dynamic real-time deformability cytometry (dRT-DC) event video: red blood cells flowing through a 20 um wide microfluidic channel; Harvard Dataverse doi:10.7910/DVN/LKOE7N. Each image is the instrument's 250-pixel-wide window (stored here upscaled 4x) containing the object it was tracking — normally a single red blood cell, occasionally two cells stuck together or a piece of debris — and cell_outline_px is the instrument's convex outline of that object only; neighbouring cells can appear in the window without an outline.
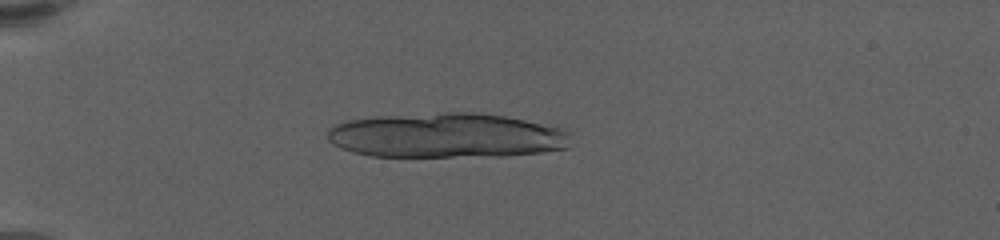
{"species": "human", "species_latin": "Homo sapiens", "temperature_condition": "warm", "stored_images_in_passage": 67, "camera_frame_rate_fps": 3000, "um_per_image_px": 0.085, "donor": {"sex": "female"}, "frame": {"image": 1, "passage_image": 18, "time_ms": 5.667, "image_size_px": [1000, 240], "cell_outline_px": [[568, 148], [544, 152], [504, 156], [368, 156], [352, 152], [340, 148], [328, 140], [328, 128], [336, 124], [348, 120], [376, 116], [444, 112], [476, 112], [504, 116], [556, 124], [564, 128], [568, 132]], "centroid_in_image_um": [38.0, 11.51], "position_along_channel_um": 47.0, "area_um2": 64.27}}
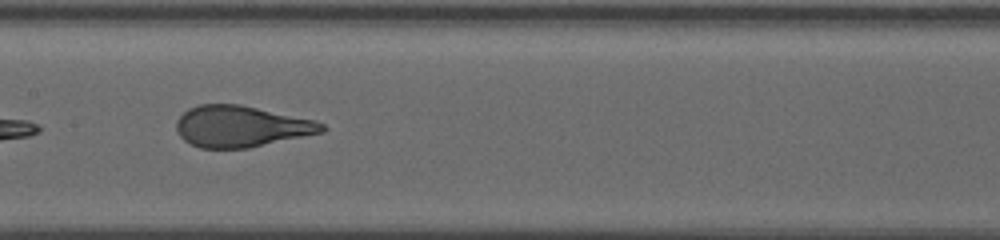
{"frame": {"image": 2, "passage_image": 37, "time_ms": 11.333, "image_size_px": [1000, 240], "cell_outline_px": [[328, 128], [324, 132], [248, 148], [200, 148], [184, 140], [180, 136], [176, 128], [176, 120], [188, 108], [200, 104], [240, 104], [316, 120], [324, 124]], "centroid_in_image_um": [20.51, 10.74], "position_along_channel_um": 186.9, "area_um2": 35.08}}
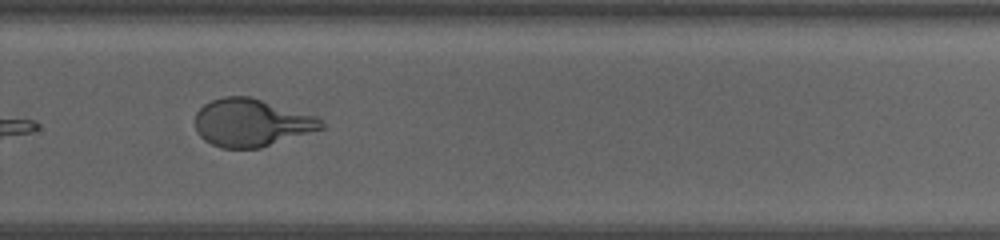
{"frame": {"image": 3, "passage_image": 52, "time_ms": 15.0, "image_size_px": [1000, 240], "cell_outline_px": [[324, 128], [260, 148], [220, 148], [204, 140], [196, 132], [196, 112], [204, 104], [212, 100], [224, 96], [248, 96], [320, 116], [324, 124]], "centroid_in_image_um": [21.39, 10.42], "position_along_channel_um": 308.4, "area_um2": 35.2}, "authors_computed_cell_mechanics": {"area_um2": 38.8994, "velocity_mm_per_s": 3.3229, "shape_relaxation_time_tau1_ms": 5.1474, "shape_relaxation_time_tau2_ms": null, "deformation_change_tau1": 0.2348, "deformation_change_tau2": null}}